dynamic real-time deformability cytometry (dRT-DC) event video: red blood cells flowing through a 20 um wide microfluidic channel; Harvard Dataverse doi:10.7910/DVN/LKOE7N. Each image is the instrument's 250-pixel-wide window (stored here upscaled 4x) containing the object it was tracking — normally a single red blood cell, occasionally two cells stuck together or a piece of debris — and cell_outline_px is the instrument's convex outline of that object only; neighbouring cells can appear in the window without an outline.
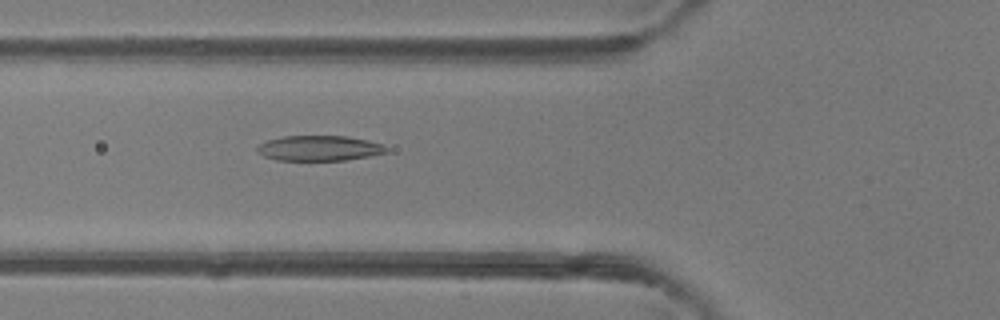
{"species": "common noctule bat (a hibernating species)", "species_latin": "Nyctalus noctula", "temperature_condition": "room temperature", "stored_images_in_passage": 46, "camera_frame_rate_fps": 3000, "um_per_image_px": 0.085, "animal": {"sex": "female"}, "frame": {"image": 1, "passage_image": 17, "time_ms": 5.333, "image_size_px": [1000, 320], "cell_outline_px": [[388, 152], [368, 156], [344, 160], [276, 160], [264, 156], [256, 152], [256, 148], [260, 144], [268, 140], [284, 136], [348, 136], [368, 140], [380, 144], [388, 148]], "centroid_in_image_um": [27.12, 12.59], "position_along_channel_um": 98.7, "area_um2": 18.9}}
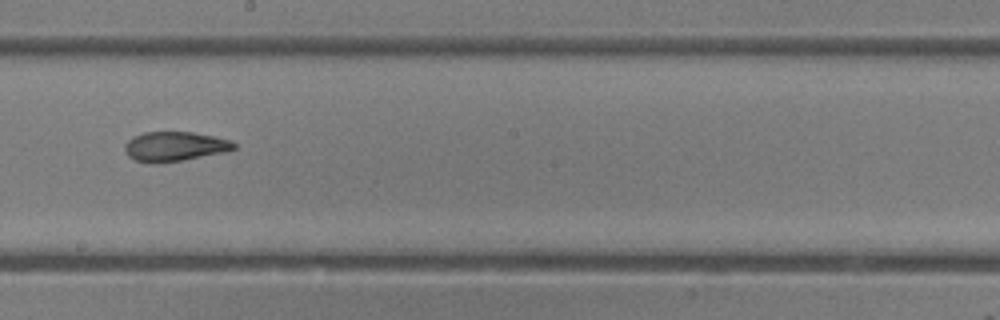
{"frame": {"image": 2, "passage_image": 26, "time_ms": 8.333, "image_size_px": [1000, 320], "cell_outline_px": [[236, 148], [224, 152], [184, 160], [136, 160], [128, 156], [124, 148], [124, 144], [132, 136], [144, 132], [192, 132], [212, 136], [228, 140], [236, 144]], "centroid_in_image_um": [14.85, 12.4], "position_along_channel_um": 233.3, "area_um2": 18.09}}
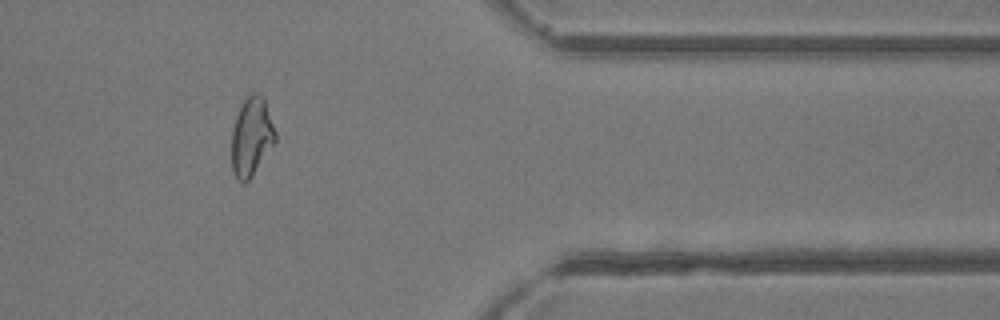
{"frame": {"image": 3, "passage_image": 38, "time_ms": 12.333, "image_size_px": [1000, 320], "cell_outline_px": [[276, 140], [252, 176], [244, 184], [232, 172], [232, 128], [240, 104], [244, 96], [252, 92], [260, 92], [264, 96], [276, 132]], "centroid_in_image_um": [21.37, 11.54], "position_along_channel_um": 390.0, "area_um2": 20.29}, "authors_computed_cell_mechanics": {"area_um2": 20.2878, "velocity_mm_per_s": 4.4691, "shape_relaxation_time_tau1_ms": 9.7531, "shape_relaxation_time_tau2_ms": 2.16, "deformation_change_tau1": 0.2913, "deformation_change_tau2": 0.0973}}